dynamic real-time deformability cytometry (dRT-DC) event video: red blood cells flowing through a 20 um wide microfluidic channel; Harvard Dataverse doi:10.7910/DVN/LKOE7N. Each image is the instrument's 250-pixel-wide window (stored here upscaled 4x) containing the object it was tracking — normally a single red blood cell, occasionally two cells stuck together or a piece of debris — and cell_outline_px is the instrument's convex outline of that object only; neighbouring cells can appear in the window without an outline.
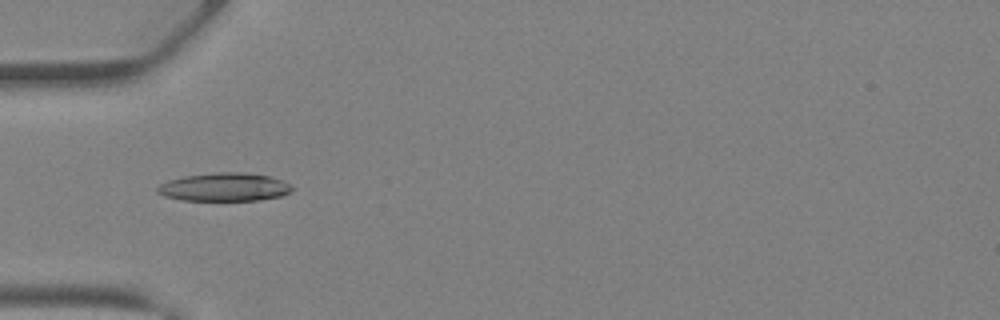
{"species": "Egyptian fruit bat (a non-hibernating species)", "species_latin": "Rousettus aegyptiacus", "temperature_condition": "warm", "stored_images_in_passage": 41, "camera_frame_rate_fps": 3000, "um_per_image_px": 0.085, "animal": {"sex": "female"}, "frame": {"image": 1, "passage_image": 13, "time_ms": 4.0, "image_size_px": [1000, 320], "cell_outline_px": [[292, 192], [280, 196], [260, 200], [184, 200], [164, 196], [156, 192], [156, 188], [160, 184], [168, 180], [184, 176], [216, 172], [244, 172], [268, 176], [284, 180], [292, 184]], "centroid_in_image_um": [19.09, 15.89], "position_along_channel_um": 65.9, "area_um2": 22.31}}
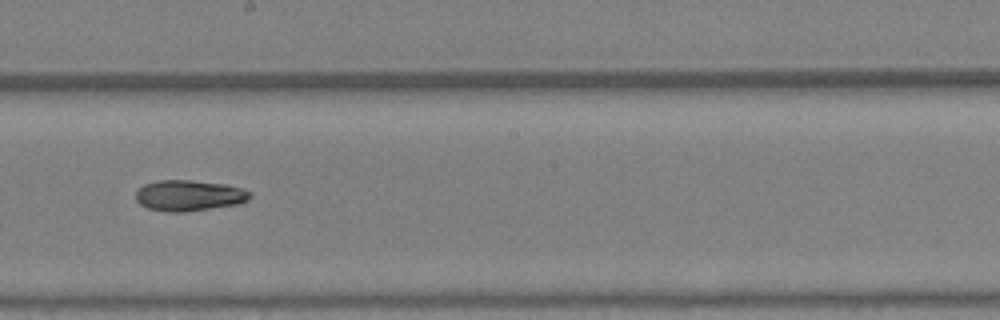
{"frame": {"image": 2, "passage_image": 23, "time_ms": 7.333, "image_size_px": [1000, 320], "cell_outline_px": [[252, 196], [248, 200], [240, 204], [184, 212], [168, 212], [148, 208], [140, 204], [136, 200], [136, 192], [144, 184], [156, 180], [192, 180], [224, 184], [240, 188], [252, 192]], "centroid_in_image_um": [16.08, 16.62], "position_along_channel_um": 232.1, "area_um2": 20.63}}
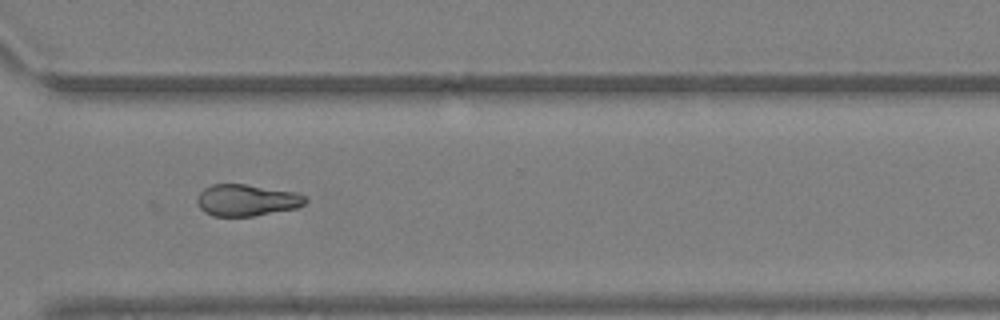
{"frame": {"image": 3, "passage_image": 30, "time_ms": 9.667, "image_size_px": [1000, 320], "cell_outline_px": [[308, 200], [304, 204], [296, 208], [252, 216], [212, 216], [204, 212], [200, 208], [196, 200], [200, 192], [204, 188], [212, 184], [244, 184], [296, 192], [308, 196]], "centroid_in_image_um": [20.97, 17.01], "position_along_channel_um": 349.6, "area_um2": 20.0}}